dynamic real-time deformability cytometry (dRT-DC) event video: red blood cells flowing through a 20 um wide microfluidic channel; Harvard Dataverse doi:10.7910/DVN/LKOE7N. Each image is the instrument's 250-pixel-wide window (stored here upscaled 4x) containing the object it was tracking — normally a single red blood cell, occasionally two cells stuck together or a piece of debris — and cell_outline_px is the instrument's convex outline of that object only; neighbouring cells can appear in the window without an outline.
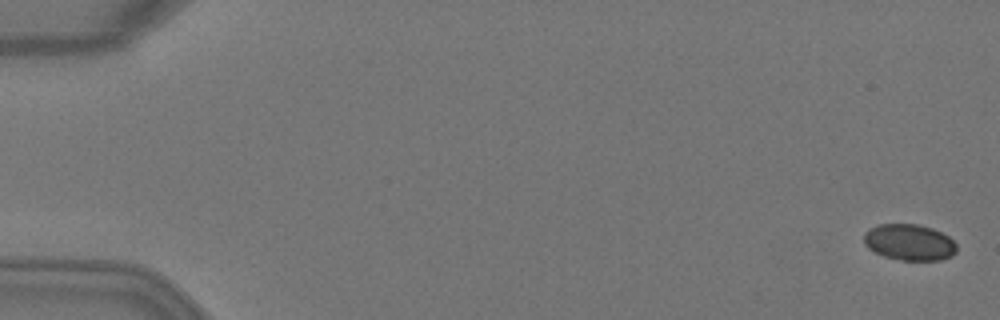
{"species": "Egyptian fruit bat (a non-hibernating species)", "species_latin": "Rousettus aegyptiacus", "temperature_condition": "warm", "stored_images_in_passage": 4, "camera_frame_rate_fps": 3000, "um_per_image_px": 0.085, "animal": {"sex": "female"}, "frame": {"image": 1, "passage_image": 1, "time_ms": 0.0, "image_size_px": [1000, 320], "cell_outline_px": [[956, 252], [952, 256], [940, 260], [900, 260], [884, 256], [868, 248], [864, 244], [864, 232], [868, 228], [880, 224], [916, 224], [932, 228], [948, 236], [956, 244]], "centroid_in_image_um": [77.28, 20.59], "position_along_channel_um": 7.7, "area_um2": 19.59}}
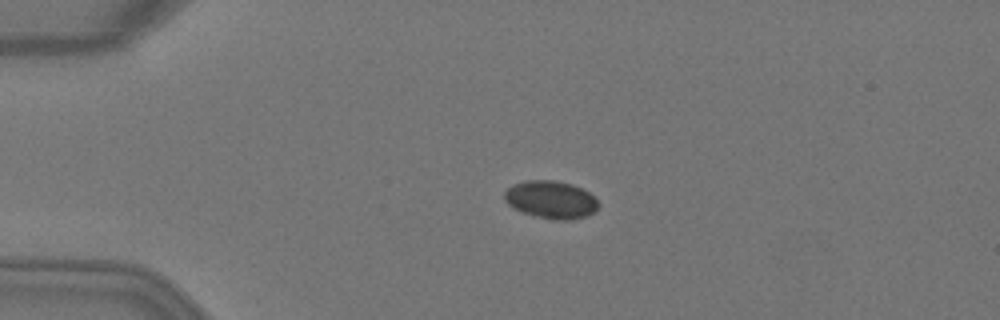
{"frame": {"image": 2, "passage_image": 4, "time_ms": 1.0, "image_size_px": [1000, 320], "cell_outline_px": [[600, 204], [596, 212], [588, 216], [568, 220], [552, 220], [532, 216], [520, 212], [512, 208], [504, 200], [504, 192], [512, 184], [528, 180], [556, 180], [572, 184], [588, 192]], "centroid_in_image_um": [46.81, 16.99], "position_along_channel_um": 38.2, "area_um2": 21.04}}